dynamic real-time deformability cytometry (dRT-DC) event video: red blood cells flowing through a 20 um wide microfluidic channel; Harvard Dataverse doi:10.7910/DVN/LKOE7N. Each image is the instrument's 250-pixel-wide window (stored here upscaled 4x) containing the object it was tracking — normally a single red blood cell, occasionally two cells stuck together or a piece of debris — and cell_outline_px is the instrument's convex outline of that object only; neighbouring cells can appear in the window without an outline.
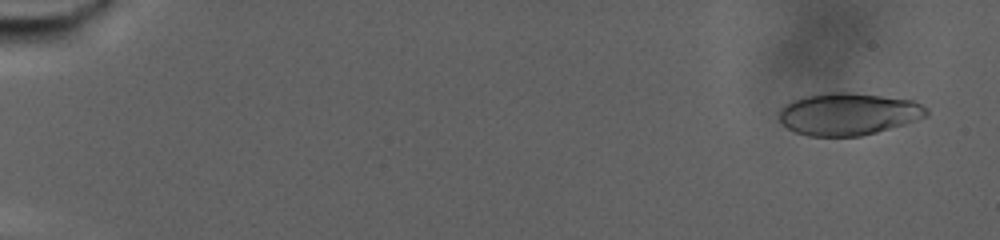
{"species": "human", "species_latin": "Homo sapiens", "temperature_condition": "warm", "stored_images_in_passage": 80, "camera_frame_rate_fps": 3000, "um_per_image_px": 0.085, "donor": {"sex": "male"}, "frame": {"image": 1, "passage_image": 5, "time_ms": 1.333, "image_size_px": [1000, 240], "cell_outline_px": [[928, 116], [904, 124], [876, 132], [860, 136], [808, 136], [796, 132], [788, 128], [780, 120], [780, 112], [792, 100], [824, 92], [848, 92], [912, 100], [928, 108]], "centroid_in_image_um": [72.14, 9.69], "position_along_channel_um": 12.9, "area_um2": 35.84}}
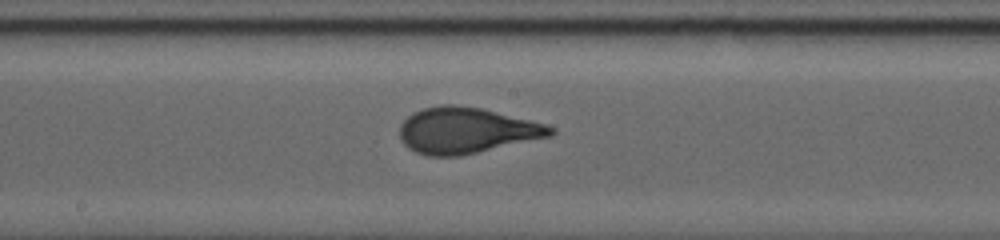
{"frame": {"image": 2, "passage_image": 46, "time_ms": 15.0, "image_size_px": [1000, 240], "cell_outline_px": [[556, 132], [552, 136], [460, 156], [428, 156], [416, 152], [408, 148], [400, 140], [400, 124], [412, 112], [424, 108], [440, 104], [452, 104], [480, 108], [544, 124], [556, 128]], "centroid_in_image_um": [39.61, 11.09], "position_along_channel_um": 208.6, "area_um2": 40.29}}
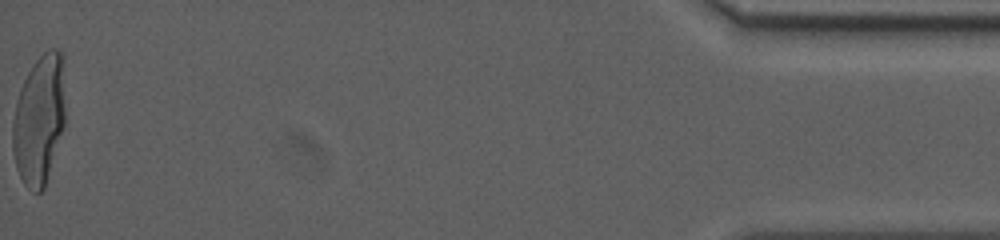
{"frame": {"image": 3, "passage_image": 80, "time_ms": 26.333, "image_size_px": [1000, 240], "cell_outline_px": [[64, 124], [44, 188], [40, 192], [36, 192], [28, 188], [24, 184], [16, 168], [12, 148], [12, 124], [16, 100], [20, 88], [32, 64], [48, 48], [56, 48], [64, 56]], "centroid_in_image_um": [3.32, 10.12], "position_along_channel_um": 431.9, "area_um2": 39.88}, "authors_computed_cell_mechanics": {"area_um2": 37.9457, "velocity_mm_per_s": 2.7185, "shape_relaxation_time_tau1_ms": 6.8703, "shape_relaxation_time_tau2_ms": null, "deformation_change_tau1": 0.2489, "deformation_change_tau2": null}}